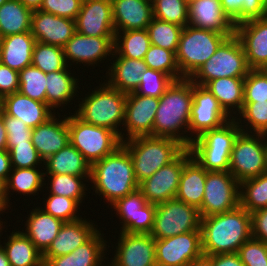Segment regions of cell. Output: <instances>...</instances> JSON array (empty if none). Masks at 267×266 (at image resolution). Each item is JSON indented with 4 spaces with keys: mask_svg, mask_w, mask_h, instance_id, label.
<instances>
[{
    "mask_svg": "<svg viewBox=\"0 0 267 266\" xmlns=\"http://www.w3.org/2000/svg\"><path fill=\"white\" fill-rule=\"evenodd\" d=\"M188 8L189 25L222 34H235V25L224 14L220 0H194Z\"/></svg>",
    "mask_w": 267,
    "mask_h": 266,
    "instance_id": "484cf974",
    "label": "cell"
},
{
    "mask_svg": "<svg viewBox=\"0 0 267 266\" xmlns=\"http://www.w3.org/2000/svg\"><path fill=\"white\" fill-rule=\"evenodd\" d=\"M19 72L0 62V100L9 94L19 92Z\"/></svg>",
    "mask_w": 267,
    "mask_h": 266,
    "instance_id": "6f0895ef",
    "label": "cell"
},
{
    "mask_svg": "<svg viewBox=\"0 0 267 266\" xmlns=\"http://www.w3.org/2000/svg\"><path fill=\"white\" fill-rule=\"evenodd\" d=\"M202 255L201 231H189L165 239H155L157 266H187Z\"/></svg>",
    "mask_w": 267,
    "mask_h": 266,
    "instance_id": "5bb4252c",
    "label": "cell"
},
{
    "mask_svg": "<svg viewBox=\"0 0 267 266\" xmlns=\"http://www.w3.org/2000/svg\"><path fill=\"white\" fill-rule=\"evenodd\" d=\"M112 206L122 220L120 232L150 234L156 204L147 202L139 189L118 199Z\"/></svg>",
    "mask_w": 267,
    "mask_h": 266,
    "instance_id": "2e32d148",
    "label": "cell"
},
{
    "mask_svg": "<svg viewBox=\"0 0 267 266\" xmlns=\"http://www.w3.org/2000/svg\"><path fill=\"white\" fill-rule=\"evenodd\" d=\"M206 182V170L192 157L180 175L175 199L201 209Z\"/></svg>",
    "mask_w": 267,
    "mask_h": 266,
    "instance_id": "1f68e13d",
    "label": "cell"
},
{
    "mask_svg": "<svg viewBox=\"0 0 267 266\" xmlns=\"http://www.w3.org/2000/svg\"><path fill=\"white\" fill-rule=\"evenodd\" d=\"M150 45L147 29L115 32L114 51L120 57L144 60Z\"/></svg>",
    "mask_w": 267,
    "mask_h": 266,
    "instance_id": "f35d334b",
    "label": "cell"
},
{
    "mask_svg": "<svg viewBox=\"0 0 267 266\" xmlns=\"http://www.w3.org/2000/svg\"><path fill=\"white\" fill-rule=\"evenodd\" d=\"M192 102L190 78L173 81L159 98L153 136L171 138L177 140L185 148H189L191 137H188L186 132H189ZM181 129H183L182 132Z\"/></svg>",
    "mask_w": 267,
    "mask_h": 266,
    "instance_id": "7a4b0ae2",
    "label": "cell"
},
{
    "mask_svg": "<svg viewBox=\"0 0 267 266\" xmlns=\"http://www.w3.org/2000/svg\"><path fill=\"white\" fill-rule=\"evenodd\" d=\"M115 37L85 36L78 32L63 47L67 65L70 61L91 66L113 54ZM105 58V59H104Z\"/></svg>",
    "mask_w": 267,
    "mask_h": 266,
    "instance_id": "ffe728a7",
    "label": "cell"
},
{
    "mask_svg": "<svg viewBox=\"0 0 267 266\" xmlns=\"http://www.w3.org/2000/svg\"><path fill=\"white\" fill-rule=\"evenodd\" d=\"M239 114V118L235 117V119L241 128V132H255V134L267 135V101L243 102V109ZM241 116L244 118L243 121L246 123V126L248 127L250 125V129L247 127L243 129L244 126H242L243 123L240 120V118L242 119Z\"/></svg>",
    "mask_w": 267,
    "mask_h": 266,
    "instance_id": "7dc6e473",
    "label": "cell"
},
{
    "mask_svg": "<svg viewBox=\"0 0 267 266\" xmlns=\"http://www.w3.org/2000/svg\"><path fill=\"white\" fill-rule=\"evenodd\" d=\"M64 222L36 207L28 214L23 233L32 241L35 247L43 254L57 237Z\"/></svg>",
    "mask_w": 267,
    "mask_h": 266,
    "instance_id": "4dcf8cb0",
    "label": "cell"
},
{
    "mask_svg": "<svg viewBox=\"0 0 267 266\" xmlns=\"http://www.w3.org/2000/svg\"><path fill=\"white\" fill-rule=\"evenodd\" d=\"M112 57L115 60L108 69L107 83L125 94L136 92L141 74L147 69L144 60L120 57L115 51Z\"/></svg>",
    "mask_w": 267,
    "mask_h": 266,
    "instance_id": "f1b7e54d",
    "label": "cell"
},
{
    "mask_svg": "<svg viewBox=\"0 0 267 266\" xmlns=\"http://www.w3.org/2000/svg\"><path fill=\"white\" fill-rule=\"evenodd\" d=\"M267 139L265 138V173L267 174Z\"/></svg>",
    "mask_w": 267,
    "mask_h": 266,
    "instance_id": "a7ac6f4b",
    "label": "cell"
},
{
    "mask_svg": "<svg viewBox=\"0 0 267 266\" xmlns=\"http://www.w3.org/2000/svg\"><path fill=\"white\" fill-rule=\"evenodd\" d=\"M10 154L7 149L0 150V180L5 183L11 172Z\"/></svg>",
    "mask_w": 267,
    "mask_h": 266,
    "instance_id": "94428289",
    "label": "cell"
},
{
    "mask_svg": "<svg viewBox=\"0 0 267 266\" xmlns=\"http://www.w3.org/2000/svg\"><path fill=\"white\" fill-rule=\"evenodd\" d=\"M38 168V169H36ZM38 167L32 168H12L7 181L4 183V193L9 203L10 189L23 195H37L46 184L44 172L39 171ZM44 184V185H43Z\"/></svg>",
    "mask_w": 267,
    "mask_h": 266,
    "instance_id": "74e56055",
    "label": "cell"
},
{
    "mask_svg": "<svg viewBox=\"0 0 267 266\" xmlns=\"http://www.w3.org/2000/svg\"><path fill=\"white\" fill-rule=\"evenodd\" d=\"M265 134L240 132L230 154L229 172L240 183L265 173Z\"/></svg>",
    "mask_w": 267,
    "mask_h": 266,
    "instance_id": "8fae6325",
    "label": "cell"
},
{
    "mask_svg": "<svg viewBox=\"0 0 267 266\" xmlns=\"http://www.w3.org/2000/svg\"><path fill=\"white\" fill-rule=\"evenodd\" d=\"M188 4L190 3V2H192V1H194V0H185Z\"/></svg>",
    "mask_w": 267,
    "mask_h": 266,
    "instance_id": "8c879c8a",
    "label": "cell"
},
{
    "mask_svg": "<svg viewBox=\"0 0 267 266\" xmlns=\"http://www.w3.org/2000/svg\"><path fill=\"white\" fill-rule=\"evenodd\" d=\"M68 128L70 143L91 165L122 145L120 137L114 131L86 123L75 114L68 116Z\"/></svg>",
    "mask_w": 267,
    "mask_h": 266,
    "instance_id": "9c48e42d",
    "label": "cell"
},
{
    "mask_svg": "<svg viewBox=\"0 0 267 266\" xmlns=\"http://www.w3.org/2000/svg\"><path fill=\"white\" fill-rule=\"evenodd\" d=\"M110 266H157L155 238L150 234L120 232Z\"/></svg>",
    "mask_w": 267,
    "mask_h": 266,
    "instance_id": "e0dca14e",
    "label": "cell"
},
{
    "mask_svg": "<svg viewBox=\"0 0 267 266\" xmlns=\"http://www.w3.org/2000/svg\"><path fill=\"white\" fill-rule=\"evenodd\" d=\"M90 181L95 193L106 198L110 206L139 187L132 158L123 145L91 165Z\"/></svg>",
    "mask_w": 267,
    "mask_h": 266,
    "instance_id": "3957f363",
    "label": "cell"
},
{
    "mask_svg": "<svg viewBox=\"0 0 267 266\" xmlns=\"http://www.w3.org/2000/svg\"><path fill=\"white\" fill-rule=\"evenodd\" d=\"M183 27L153 18L147 27L152 45L177 51L180 34Z\"/></svg>",
    "mask_w": 267,
    "mask_h": 266,
    "instance_id": "ee69618b",
    "label": "cell"
},
{
    "mask_svg": "<svg viewBox=\"0 0 267 266\" xmlns=\"http://www.w3.org/2000/svg\"><path fill=\"white\" fill-rule=\"evenodd\" d=\"M9 206L10 205H8L5 193H0V214L5 212V210H7ZM2 227H3V222L0 220V230H3Z\"/></svg>",
    "mask_w": 267,
    "mask_h": 266,
    "instance_id": "03108f58",
    "label": "cell"
},
{
    "mask_svg": "<svg viewBox=\"0 0 267 266\" xmlns=\"http://www.w3.org/2000/svg\"><path fill=\"white\" fill-rule=\"evenodd\" d=\"M31 141L43 161L59 152L70 143L68 116L61 120L54 114L45 123L33 128Z\"/></svg>",
    "mask_w": 267,
    "mask_h": 266,
    "instance_id": "603a6c76",
    "label": "cell"
},
{
    "mask_svg": "<svg viewBox=\"0 0 267 266\" xmlns=\"http://www.w3.org/2000/svg\"><path fill=\"white\" fill-rule=\"evenodd\" d=\"M122 145L132 158L138 183L172 162L185 149L177 140L151 135L126 139Z\"/></svg>",
    "mask_w": 267,
    "mask_h": 266,
    "instance_id": "5b68a950",
    "label": "cell"
},
{
    "mask_svg": "<svg viewBox=\"0 0 267 266\" xmlns=\"http://www.w3.org/2000/svg\"><path fill=\"white\" fill-rule=\"evenodd\" d=\"M19 92L29 98L46 103V74L30 65L19 71Z\"/></svg>",
    "mask_w": 267,
    "mask_h": 266,
    "instance_id": "f6af8a7d",
    "label": "cell"
},
{
    "mask_svg": "<svg viewBox=\"0 0 267 266\" xmlns=\"http://www.w3.org/2000/svg\"><path fill=\"white\" fill-rule=\"evenodd\" d=\"M245 78L221 77L207 82L204 87L218 100L223 110L231 117L243 109ZM236 109V111H235ZM234 110V111H233Z\"/></svg>",
    "mask_w": 267,
    "mask_h": 266,
    "instance_id": "836d02e7",
    "label": "cell"
},
{
    "mask_svg": "<svg viewBox=\"0 0 267 266\" xmlns=\"http://www.w3.org/2000/svg\"><path fill=\"white\" fill-rule=\"evenodd\" d=\"M233 34H222L212 30L185 26L180 34L176 51V61L180 74L190 78Z\"/></svg>",
    "mask_w": 267,
    "mask_h": 266,
    "instance_id": "52a82bcc",
    "label": "cell"
},
{
    "mask_svg": "<svg viewBox=\"0 0 267 266\" xmlns=\"http://www.w3.org/2000/svg\"><path fill=\"white\" fill-rule=\"evenodd\" d=\"M47 180L50 181V194H56L65 196L71 199H75L79 204L86 196V183L84 179L90 180L91 176H73L68 174H48ZM83 180V181H82ZM86 189V190H85Z\"/></svg>",
    "mask_w": 267,
    "mask_h": 266,
    "instance_id": "7bdbcfd3",
    "label": "cell"
},
{
    "mask_svg": "<svg viewBox=\"0 0 267 266\" xmlns=\"http://www.w3.org/2000/svg\"><path fill=\"white\" fill-rule=\"evenodd\" d=\"M241 128L235 119L193 138L189 150L206 171H229L230 154Z\"/></svg>",
    "mask_w": 267,
    "mask_h": 266,
    "instance_id": "8992f818",
    "label": "cell"
},
{
    "mask_svg": "<svg viewBox=\"0 0 267 266\" xmlns=\"http://www.w3.org/2000/svg\"><path fill=\"white\" fill-rule=\"evenodd\" d=\"M242 189V190H241ZM240 206L250 214L267 207V174L240 182Z\"/></svg>",
    "mask_w": 267,
    "mask_h": 266,
    "instance_id": "60d3db41",
    "label": "cell"
},
{
    "mask_svg": "<svg viewBox=\"0 0 267 266\" xmlns=\"http://www.w3.org/2000/svg\"><path fill=\"white\" fill-rule=\"evenodd\" d=\"M81 6V0H43L40 11L75 20Z\"/></svg>",
    "mask_w": 267,
    "mask_h": 266,
    "instance_id": "9f6ffc18",
    "label": "cell"
},
{
    "mask_svg": "<svg viewBox=\"0 0 267 266\" xmlns=\"http://www.w3.org/2000/svg\"><path fill=\"white\" fill-rule=\"evenodd\" d=\"M4 110L0 105V150L7 149V133L3 123Z\"/></svg>",
    "mask_w": 267,
    "mask_h": 266,
    "instance_id": "6125c7cd",
    "label": "cell"
},
{
    "mask_svg": "<svg viewBox=\"0 0 267 266\" xmlns=\"http://www.w3.org/2000/svg\"><path fill=\"white\" fill-rule=\"evenodd\" d=\"M76 32L75 20L36 10L32 13L31 34L41 43L64 47Z\"/></svg>",
    "mask_w": 267,
    "mask_h": 266,
    "instance_id": "7402d4cb",
    "label": "cell"
},
{
    "mask_svg": "<svg viewBox=\"0 0 267 266\" xmlns=\"http://www.w3.org/2000/svg\"><path fill=\"white\" fill-rule=\"evenodd\" d=\"M224 14L236 26L267 17V0H220Z\"/></svg>",
    "mask_w": 267,
    "mask_h": 266,
    "instance_id": "ab89813d",
    "label": "cell"
},
{
    "mask_svg": "<svg viewBox=\"0 0 267 266\" xmlns=\"http://www.w3.org/2000/svg\"><path fill=\"white\" fill-rule=\"evenodd\" d=\"M0 193H4V183L0 180Z\"/></svg>",
    "mask_w": 267,
    "mask_h": 266,
    "instance_id": "89a4df30",
    "label": "cell"
},
{
    "mask_svg": "<svg viewBox=\"0 0 267 266\" xmlns=\"http://www.w3.org/2000/svg\"><path fill=\"white\" fill-rule=\"evenodd\" d=\"M144 62L147 68L163 72L174 81L184 79L180 74L175 52L151 44Z\"/></svg>",
    "mask_w": 267,
    "mask_h": 266,
    "instance_id": "bcb514c9",
    "label": "cell"
},
{
    "mask_svg": "<svg viewBox=\"0 0 267 266\" xmlns=\"http://www.w3.org/2000/svg\"><path fill=\"white\" fill-rule=\"evenodd\" d=\"M104 234L97 231L87 242L76 248L72 253L43 258L44 266H105L102 262L107 250V241L103 239ZM106 242V243H105Z\"/></svg>",
    "mask_w": 267,
    "mask_h": 266,
    "instance_id": "83f0119b",
    "label": "cell"
},
{
    "mask_svg": "<svg viewBox=\"0 0 267 266\" xmlns=\"http://www.w3.org/2000/svg\"><path fill=\"white\" fill-rule=\"evenodd\" d=\"M8 0H0V6Z\"/></svg>",
    "mask_w": 267,
    "mask_h": 266,
    "instance_id": "2644e50d",
    "label": "cell"
},
{
    "mask_svg": "<svg viewBox=\"0 0 267 266\" xmlns=\"http://www.w3.org/2000/svg\"><path fill=\"white\" fill-rule=\"evenodd\" d=\"M31 65L39 68L45 74L64 70L69 67L64 56V49L36 41Z\"/></svg>",
    "mask_w": 267,
    "mask_h": 266,
    "instance_id": "b9f144b4",
    "label": "cell"
},
{
    "mask_svg": "<svg viewBox=\"0 0 267 266\" xmlns=\"http://www.w3.org/2000/svg\"><path fill=\"white\" fill-rule=\"evenodd\" d=\"M36 39L31 32L17 33L1 38L0 62L21 71L32 63Z\"/></svg>",
    "mask_w": 267,
    "mask_h": 266,
    "instance_id": "f546056e",
    "label": "cell"
},
{
    "mask_svg": "<svg viewBox=\"0 0 267 266\" xmlns=\"http://www.w3.org/2000/svg\"><path fill=\"white\" fill-rule=\"evenodd\" d=\"M81 219L64 222L57 237L42 254L43 258H52L72 253L76 248L87 242L97 231L96 224Z\"/></svg>",
    "mask_w": 267,
    "mask_h": 266,
    "instance_id": "cb8c5ba5",
    "label": "cell"
},
{
    "mask_svg": "<svg viewBox=\"0 0 267 266\" xmlns=\"http://www.w3.org/2000/svg\"><path fill=\"white\" fill-rule=\"evenodd\" d=\"M25 7L32 11L40 10L43 0H19Z\"/></svg>",
    "mask_w": 267,
    "mask_h": 266,
    "instance_id": "e7e4bbea",
    "label": "cell"
},
{
    "mask_svg": "<svg viewBox=\"0 0 267 266\" xmlns=\"http://www.w3.org/2000/svg\"><path fill=\"white\" fill-rule=\"evenodd\" d=\"M252 238L267 244V207L251 213Z\"/></svg>",
    "mask_w": 267,
    "mask_h": 266,
    "instance_id": "680465c9",
    "label": "cell"
},
{
    "mask_svg": "<svg viewBox=\"0 0 267 266\" xmlns=\"http://www.w3.org/2000/svg\"><path fill=\"white\" fill-rule=\"evenodd\" d=\"M45 207L42 210L63 222H73L81 219L78 213L80 204L75 200L65 196L49 194L45 199ZM79 207V208H78Z\"/></svg>",
    "mask_w": 267,
    "mask_h": 266,
    "instance_id": "681fc988",
    "label": "cell"
},
{
    "mask_svg": "<svg viewBox=\"0 0 267 266\" xmlns=\"http://www.w3.org/2000/svg\"><path fill=\"white\" fill-rule=\"evenodd\" d=\"M174 80L167 74L147 68L142 74L136 90L142 96L160 98Z\"/></svg>",
    "mask_w": 267,
    "mask_h": 266,
    "instance_id": "f907efd6",
    "label": "cell"
},
{
    "mask_svg": "<svg viewBox=\"0 0 267 266\" xmlns=\"http://www.w3.org/2000/svg\"><path fill=\"white\" fill-rule=\"evenodd\" d=\"M192 96L193 102L188 127L191 143L193 138L200 136L204 131L218 128L232 119L204 86L192 82Z\"/></svg>",
    "mask_w": 267,
    "mask_h": 266,
    "instance_id": "9a60e30c",
    "label": "cell"
},
{
    "mask_svg": "<svg viewBox=\"0 0 267 266\" xmlns=\"http://www.w3.org/2000/svg\"><path fill=\"white\" fill-rule=\"evenodd\" d=\"M152 4L155 19L173 23L183 28L188 25L189 8L185 0H155Z\"/></svg>",
    "mask_w": 267,
    "mask_h": 266,
    "instance_id": "c3c4849f",
    "label": "cell"
},
{
    "mask_svg": "<svg viewBox=\"0 0 267 266\" xmlns=\"http://www.w3.org/2000/svg\"><path fill=\"white\" fill-rule=\"evenodd\" d=\"M0 105L7 115L21 119L32 129L56 114L46 103L33 100L20 92L4 96L0 100Z\"/></svg>",
    "mask_w": 267,
    "mask_h": 266,
    "instance_id": "4316f807",
    "label": "cell"
},
{
    "mask_svg": "<svg viewBox=\"0 0 267 266\" xmlns=\"http://www.w3.org/2000/svg\"><path fill=\"white\" fill-rule=\"evenodd\" d=\"M4 128L7 133V150L10 151L17 144L32 142V128L21 119L3 113Z\"/></svg>",
    "mask_w": 267,
    "mask_h": 266,
    "instance_id": "f5cc1de1",
    "label": "cell"
},
{
    "mask_svg": "<svg viewBox=\"0 0 267 266\" xmlns=\"http://www.w3.org/2000/svg\"><path fill=\"white\" fill-rule=\"evenodd\" d=\"M33 11L19 0H8L0 6V37L31 32Z\"/></svg>",
    "mask_w": 267,
    "mask_h": 266,
    "instance_id": "8d00e7d4",
    "label": "cell"
},
{
    "mask_svg": "<svg viewBox=\"0 0 267 266\" xmlns=\"http://www.w3.org/2000/svg\"><path fill=\"white\" fill-rule=\"evenodd\" d=\"M43 164L45 165L44 170L47 169L44 175L68 174L73 176H91V164L71 143L48 157Z\"/></svg>",
    "mask_w": 267,
    "mask_h": 266,
    "instance_id": "d6a6232c",
    "label": "cell"
},
{
    "mask_svg": "<svg viewBox=\"0 0 267 266\" xmlns=\"http://www.w3.org/2000/svg\"><path fill=\"white\" fill-rule=\"evenodd\" d=\"M213 266H244L238 253L213 255Z\"/></svg>",
    "mask_w": 267,
    "mask_h": 266,
    "instance_id": "91938a15",
    "label": "cell"
},
{
    "mask_svg": "<svg viewBox=\"0 0 267 266\" xmlns=\"http://www.w3.org/2000/svg\"><path fill=\"white\" fill-rule=\"evenodd\" d=\"M250 70L242 44L233 34L197 69L190 80L204 86L207 82L221 77L245 78Z\"/></svg>",
    "mask_w": 267,
    "mask_h": 266,
    "instance_id": "ba28073f",
    "label": "cell"
},
{
    "mask_svg": "<svg viewBox=\"0 0 267 266\" xmlns=\"http://www.w3.org/2000/svg\"><path fill=\"white\" fill-rule=\"evenodd\" d=\"M235 35L244 49L250 69H267V17L235 26Z\"/></svg>",
    "mask_w": 267,
    "mask_h": 266,
    "instance_id": "44dd1931",
    "label": "cell"
},
{
    "mask_svg": "<svg viewBox=\"0 0 267 266\" xmlns=\"http://www.w3.org/2000/svg\"><path fill=\"white\" fill-rule=\"evenodd\" d=\"M239 194L240 183L229 171H206L201 218L235 209L240 205Z\"/></svg>",
    "mask_w": 267,
    "mask_h": 266,
    "instance_id": "7c38bea8",
    "label": "cell"
},
{
    "mask_svg": "<svg viewBox=\"0 0 267 266\" xmlns=\"http://www.w3.org/2000/svg\"><path fill=\"white\" fill-rule=\"evenodd\" d=\"M68 67L46 74V104L52 109L67 105L78 92L79 79L72 76Z\"/></svg>",
    "mask_w": 267,
    "mask_h": 266,
    "instance_id": "e575fe53",
    "label": "cell"
},
{
    "mask_svg": "<svg viewBox=\"0 0 267 266\" xmlns=\"http://www.w3.org/2000/svg\"><path fill=\"white\" fill-rule=\"evenodd\" d=\"M115 32L147 29L153 17L148 0H111Z\"/></svg>",
    "mask_w": 267,
    "mask_h": 266,
    "instance_id": "d4e9b609",
    "label": "cell"
},
{
    "mask_svg": "<svg viewBox=\"0 0 267 266\" xmlns=\"http://www.w3.org/2000/svg\"><path fill=\"white\" fill-rule=\"evenodd\" d=\"M159 98L142 96L136 92L127 94L123 126L128 134L125 139L153 136V125Z\"/></svg>",
    "mask_w": 267,
    "mask_h": 266,
    "instance_id": "ac0fdd59",
    "label": "cell"
},
{
    "mask_svg": "<svg viewBox=\"0 0 267 266\" xmlns=\"http://www.w3.org/2000/svg\"><path fill=\"white\" fill-rule=\"evenodd\" d=\"M0 266H11L9 264V260L6 256V253L2 248V244H0Z\"/></svg>",
    "mask_w": 267,
    "mask_h": 266,
    "instance_id": "003e7915",
    "label": "cell"
},
{
    "mask_svg": "<svg viewBox=\"0 0 267 266\" xmlns=\"http://www.w3.org/2000/svg\"><path fill=\"white\" fill-rule=\"evenodd\" d=\"M237 253L244 266H267V244L263 241L251 238Z\"/></svg>",
    "mask_w": 267,
    "mask_h": 266,
    "instance_id": "db71d44e",
    "label": "cell"
},
{
    "mask_svg": "<svg viewBox=\"0 0 267 266\" xmlns=\"http://www.w3.org/2000/svg\"><path fill=\"white\" fill-rule=\"evenodd\" d=\"M75 27L85 36L115 37L111 0L83 1Z\"/></svg>",
    "mask_w": 267,
    "mask_h": 266,
    "instance_id": "d6986e66",
    "label": "cell"
},
{
    "mask_svg": "<svg viewBox=\"0 0 267 266\" xmlns=\"http://www.w3.org/2000/svg\"><path fill=\"white\" fill-rule=\"evenodd\" d=\"M9 154L12 168H32L44 162L32 142L17 144Z\"/></svg>",
    "mask_w": 267,
    "mask_h": 266,
    "instance_id": "11a10c76",
    "label": "cell"
},
{
    "mask_svg": "<svg viewBox=\"0 0 267 266\" xmlns=\"http://www.w3.org/2000/svg\"><path fill=\"white\" fill-rule=\"evenodd\" d=\"M2 246L11 266H44L42 253L22 232L14 231Z\"/></svg>",
    "mask_w": 267,
    "mask_h": 266,
    "instance_id": "d590c367",
    "label": "cell"
},
{
    "mask_svg": "<svg viewBox=\"0 0 267 266\" xmlns=\"http://www.w3.org/2000/svg\"><path fill=\"white\" fill-rule=\"evenodd\" d=\"M203 255L236 253L252 238V217L242 206L201 218Z\"/></svg>",
    "mask_w": 267,
    "mask_h": 266,
    "instance_id": "6da1fadb",
    "label": "cell"
},
{
    "mask_svg": "<svg viewBox=\"0 0 267 266\" xmlns=\"http://www.w3.org/2000/svg\"><path fill=\"white\" fill-rule=\"evenodd\" d=\"M187 266H213V255H202L201 257L191 261Z\"/></svg>",
    "mask_w": 267,
    "mask_h": 266,
    "instance_id": "be15d7a7",
    "label": "cell"
},
{
    "mask_svg": "<svg viewBox=\"0 0 267 266\" xmlns=\"http://www.w3.org/2000/svg\"><path fill=\"white\" fill-rule=\"evenodd\" d=\"M267 101V70L251 69L244 80L243 102Z\"/></svg>",
    "mask_w": 267,
    "mask_h": 266,
    "instance_id": "816d5d0a",
    "label": "cell"
},
{
    "mask_svg": "<svg viewBox=\"0 0 267 266\" xmlns=\"http://www.w3.org/2000/svg\"><path fill=\"white\" fill-rule=\"evenodd\" d=\"M192 158L189 148H185L172 162L161 167L151 177L139 183L146 201L159 204L175 199L177 194L180 175L184 165Z\"/></svg>",
    "mask_w": 267,
    "mask_h": 266,
    "instance_id": "4fadbf2b",
    "label": "cell"
},
{
    "mask_svg": "<svg viewBox=\"0 0 267 266\" xmlns=\"http://www.w3.org/2000/svg\"><path fill=\"white\" fill-rule=\"evenodd\" d=\"M199 210L185 202L171 199L156 205L153 227L150 235L165 239L189 231H201Z\"/></svg>",
    "mask_w": 267,
    "mask_h": 266,
    "instance_id": "30bf717a",
    "label": "cell"
},
{
    "mask_svg": "<svg viewBox=\"0 0 267 266\" xmlns=\"http://www.w3.org/2000/svg\"><path fill=\"white\" fill-rule=\"evenodd\" d=\"M127 94L104 83L82 99L75 115L86 123L114 131L123 142V126Z\"/></svg>",
    "mask_w": 267,
    "mask_h": 266,
    "instance_id": "277c9868",
    "label": "cell"
}]
</instances>
